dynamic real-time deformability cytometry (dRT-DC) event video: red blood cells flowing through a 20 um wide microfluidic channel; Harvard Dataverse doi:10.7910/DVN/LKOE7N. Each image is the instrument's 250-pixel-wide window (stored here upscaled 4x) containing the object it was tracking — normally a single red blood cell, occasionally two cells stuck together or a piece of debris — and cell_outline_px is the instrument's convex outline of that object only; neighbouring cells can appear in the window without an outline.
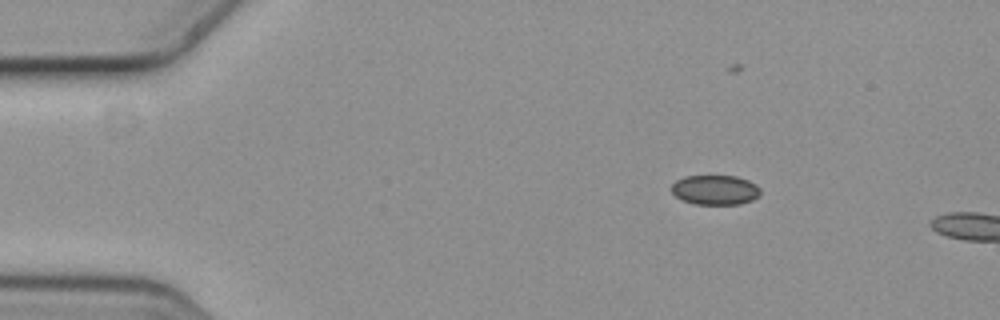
{"species": "common noctule bat (a hibernating species)", "species_latin": "Nyctalus noctula", "temperature_condition": "cold", "stored_images_in_passage": 2, "camera_frame_rate_fps": 3000, "um_per_image_px": 0.085, "animal": {"sex": "female", "body_mass_g": 19.3, "forearm_length_mm": 54.1}, "frame": {"image": 1, "passage_image": 1, "time_ms": 0.0, "image_size_px": [1000, 320], "cell_outline_px": [[760, 192], [752, 200], [740, 204], [696, 204], [680, 200], [672, 192], [672, 184], [676, 180], [684, 176], [736, 176], [748, 180], [756, 184], [760, 188]], "centroid_in_image_um": [60.77, 16.14], "position_along_channel_um": 24.2, "area_um2": 15.37}}